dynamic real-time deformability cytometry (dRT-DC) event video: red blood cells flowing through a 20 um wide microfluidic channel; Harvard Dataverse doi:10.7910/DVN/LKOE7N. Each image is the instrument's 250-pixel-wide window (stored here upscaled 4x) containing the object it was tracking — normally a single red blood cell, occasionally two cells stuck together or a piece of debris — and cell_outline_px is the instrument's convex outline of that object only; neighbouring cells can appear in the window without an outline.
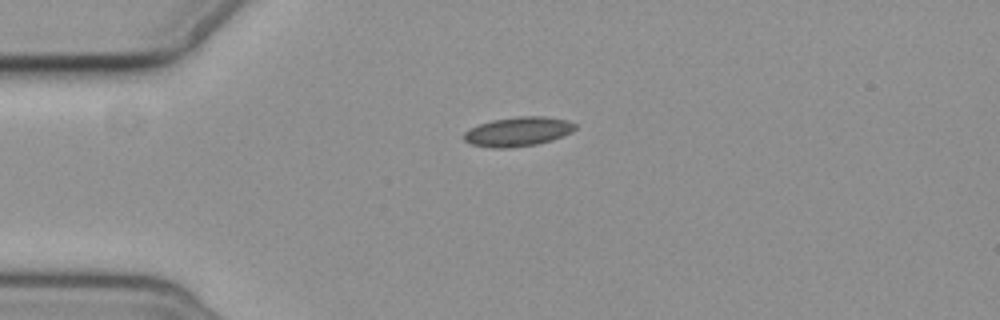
{"species": "common noctule bat (a hibernating species)", "species_latin": "Nyctalus noctula", "temperature_condition": "cold", "stored_images_in_passage": 3, "camera_frame_rate_fps": 3000, "um_per_image_px": 0.085, "animal": {"sex": "female", "body_mass_g": 19.3, "forearm_length_mm": 54.1}, "frame": {"image": 1, "passage_image": 1, "time_ms": 0.0, "image_size_px": [1000, 320], "cell_outline_px": [[576, 128], [572, 132], [552, 140], [536, 144], [508, 148], [492, 148], [472, 144], [464, 140], [464, 132], [480, 124], [492, 120], [516, 116], [544, 116], [568, 120], [576, 124]], "centroid_in_image_um": [44.06, 11.18], "position_along_channel_um": 40.9, "area_um2": 18.96}}
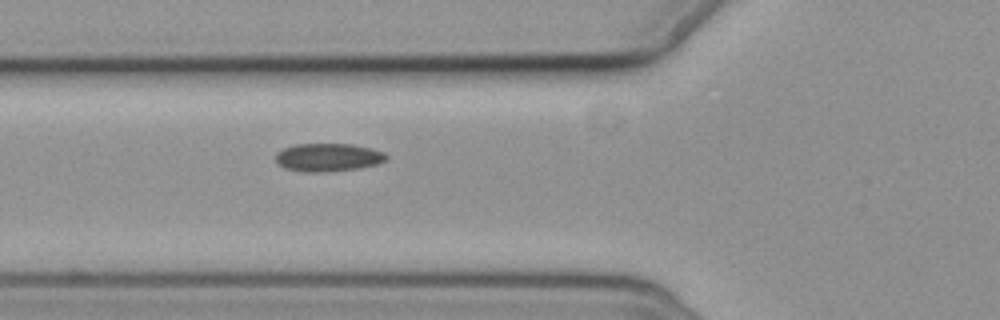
{"frame": {"image": 2, "passage_image": 3, "time_ms": 2.333, "image_size_px": [1000, 320], "cell_outline_px": [[388, 160], [376, 164], [360, 168], [328, 172], [304, 172], [284, 168], [276, 164], [276, 152], [284, 148], [296, 144], [352, 144], [372, 148], [384, 152], [388, 156]], "centroid_in_image_um": [27.89, 13.38], "position_along_channel_um": 97.9, "area_um2": 18.38}}